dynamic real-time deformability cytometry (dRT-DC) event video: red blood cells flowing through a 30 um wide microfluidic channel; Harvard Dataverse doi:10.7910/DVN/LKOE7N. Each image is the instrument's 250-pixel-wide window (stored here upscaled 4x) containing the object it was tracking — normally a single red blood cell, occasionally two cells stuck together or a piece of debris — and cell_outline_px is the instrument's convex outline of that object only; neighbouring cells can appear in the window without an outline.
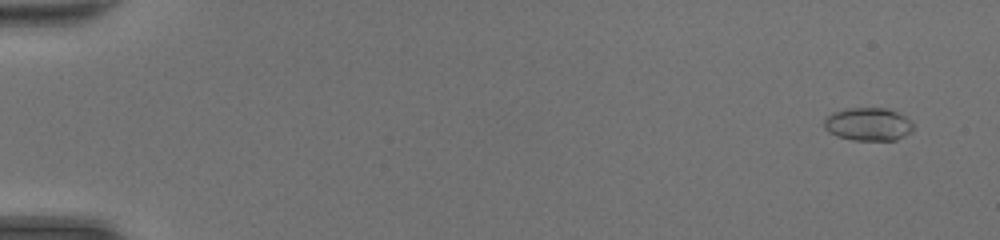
{"species": "common noctule bat (a hibernating species)", "species_latin": "Nyctalus noctula", "temperature_condition": "room temperature", "stored_images_in_passage": 49, "camera_frame_rate_fps": 3000, "um_per_image_px": 0.085, "animal": {"sex": "female", "body_mass_g": 20.0, "forearm_length_mm": 54.0}, "frame": {"image": 1, "passage_image": 3, "time_ms": 0.667, "image_size_px": [1000, 240], "cell_outline_px": [[912, 132], [896, 140], [852, 140], [836, 136], [828, 132], [824, 128], [824, 120], [832, 112], [848, 108], [884, 108], [896, 112], [904, 116], [912, 124]], "centroid_in_image_um": [73.76, 10.57], "position_along_channel_um": 11.2, "area_um2": 17.11}}
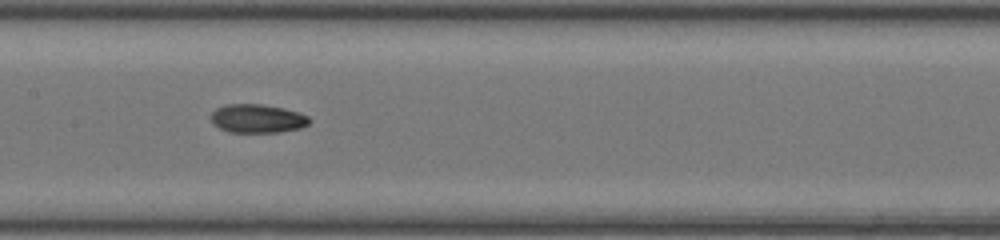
{"frame": {"image": 2, "passage_image": 26, "time_ms": 8.333, "image_size_px": [1000, 240], "cell_outline_px": [[312, 120], [308, 124], [300, 128], [280, 132], [228, 132], [212, 124], [212, 112], [216, 108], [224, 104], [260, 104], [284, 108], [300, 112], [308, 116]], "centroid_in_image_um": [21.89, 10.07], "position_along_channel_um": 185.5, "area_um2": 16.53}}
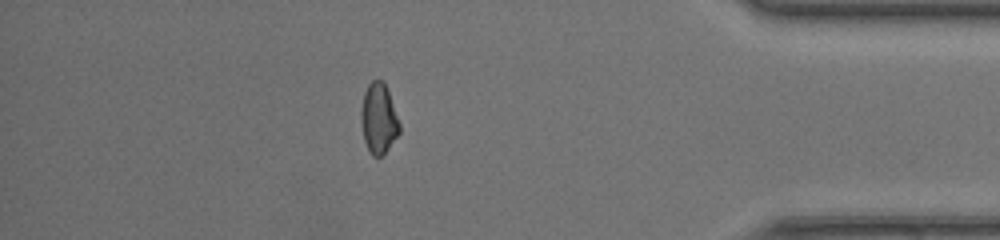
{"frame": {"image": 3, "passage_image": 43, "time_ms": 14.0, "image_size_px": [1000, 240], "cell_outline_px": [[400, 132], [388, 148], [380, 156], [372, 156], [364, 140], [360, 120], [360, 112], [364, 92], [368, 84], [372, 80], [384, 80], [400, 124]], "centroid_in_image_um": [32.17, 10.05], "position_along_channel_um": 403.0, "area_um2": 15.66}, "authors_computed_cell_mechanics": {"area_um2": 16.0106, "velocity_mm_per_s": 4.4326, "shape_relaxation_time_tau1_ms": 9.5435, "shape_relaxation_time_tau2_ms": 4.6566, "deformation_change_tau1": 0.2611, "deformation_change_tau2": 0.1023}}